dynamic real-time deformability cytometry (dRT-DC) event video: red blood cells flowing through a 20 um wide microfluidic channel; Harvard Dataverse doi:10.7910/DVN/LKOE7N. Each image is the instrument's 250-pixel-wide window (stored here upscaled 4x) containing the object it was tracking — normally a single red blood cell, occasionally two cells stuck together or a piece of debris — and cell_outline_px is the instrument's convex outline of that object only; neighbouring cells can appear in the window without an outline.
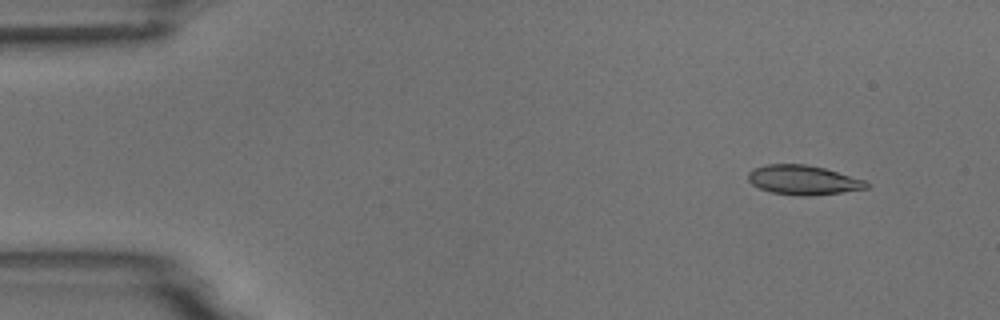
{"species": "common noctule bat (a hibernating species)", "species_latin": "Nyctalus noctula", "temperature_condition": "room temperature", "stored_images_in_passage": 4, "camera_frame_rate_fps": 3000, "um_per_image_px": 0.085, "animal": {"sex": "male", "body_mass_g": 18.8}, "frame": {"image": 1, "passage_image": 1, "time_ms": 0.0, "image_size_px": [1000, 320], "cell_outline_px": [[868, 188], [812, 196], [800, 196], [772, 192], [760, 188], [752, 184], [748, 180], [748, 172], [764, 164], [804, 164], [824, 168], [864, 180], [868, 184]], "centroid_in_image_um": [68.24, 15.3], "position_along_channel_um": 16.8, "area_um2": 20.06}}
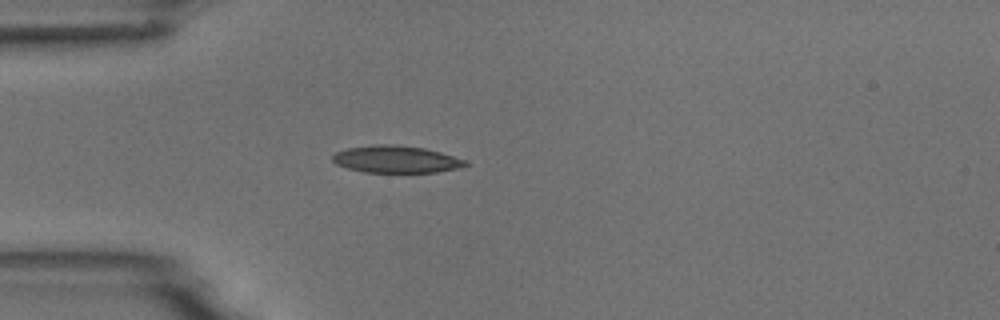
{"frame": {"image": 2, "passage_image": 4, "time_ms": 3.333, "image_size_px": [1000, 320], "cell_outline_px": [[468, 164], [456, 168], [436, 172], [364, 172], [348, 168], [336, 164], [332, 160], [332, 156], [336, 152], [348, 148], [376, 144], [392, 144], [424, 148], [440, 152], [468, 160]], "centroid_in_image_um": [33.66, 13.53], "position_along_channel_um": 51.3, "area_um2": 20.87}}